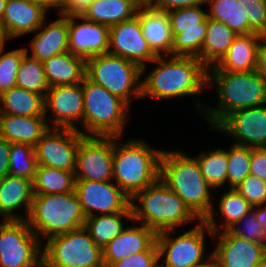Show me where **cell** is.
Segmentation results:
<instances>
[{
    "mask_svg": "<svg viewBox=\"0 0 266 267\" xmlns=\"http://www.w3.org/2000/svg\"><path fill=\"white\" fill-rule=\"evenodd\" d=\"M43 21L42 26L33 34L28 43L30 51L25 47L26 53L43 62L57 54L67 52L69 46L68 14L58 13V18ZM49 22V23H48ZM30 53V54H29Z\"/></svg>",
    "mask_w": 266,
    "mask_h": 267,
    "instance_id": "21",
    "label": "cell"
},
{
    "mask_svg": "<svg viewBox=\"0 0 266 267\" xmlns=\"http://www.w3.org/2000/svg\"><path fill=\"white\" fill-rule=\"evenodd\" d=\"M10 40L11 38L9 37L5 29L4 23L2 19H0V49L6 47L8 43L7 41H10Z\"/></svg>",
    "mask_w": 266,
    "mask_h": 267,
    "instance_id": "52",
    "label": "cell"
},
{
    "mask_svg": "<svg viewBox=\"0 0 266 267\" xmlns=\"http://www.w3.org/2000/svg\"><path fill=\"white\" fill-rule=\"evenodd\" d=\"M235 189L253 206L266 203V182L249 174Z\"/></svg>",
    "mask_w": 266,
    "mask_h": 267,
    "instance_id": "42",
    "label": "cell"
},
{
    "mask_svg": "<svg viewBox=\"0 0 266 267\" xmlns=\"http://www.w3.org/2000/svg\"><path fill=\"white\" fill-rule=\"evenodd\" d=\"M94 0H62L60 14H80Z\"/></svg>",
    "mask_w": 266,
    "mask_h": 267,
    "instance_id": "47",
    "label": "cell"
},
{
    "mask_svg": "<svg viewBox=\"0 0 266 267\" xmlns=\"http://www.w3.org/2000/svg\"><path fill=\"white\" fill-rule=\"evenodd\" d=\"M131 224L103 248L105 267L131 254L146 251L156 241V233L152 229L134 220Z\"/></svg>",
    "mask_w": 266,
    "mask_h": 267,
    "instance_id": "24",
    "label": "cell"
},
{
    "mask_svg": "<svg viewBox=\"0 0 266 267\" xmlns=\"http://www.w3.org/2000/svg\"><path fill=\"white\" fill-rule=\"evenodd\" d=\"M113 137L83 136L76 154V180H113Z\"/></svg>",
    "mask_w": 266,
    "mask_h": 267,
    "instance_id": "14",
    "label": "cell"
},
{
    "mask_svg": "<svg viewBox=\"0 0 266 267\" xmlns=\"http://www.w3.org/2000/svg\"><path fill=\"white\" fill-rule=\"evenodd\" d=\"M140 5H150L153 0H136Z\"/></svg>",
    "mask_w": 266,
    "mask_h": 267,
    "instance_id": "56",
    "label": "cell"
},
{
    "mask_svg": "<svg viewBox=\"0 0 266 267\" xmlns=\"http://www.w3.org/2000/svg\"><path fill=\"white\" fill-rule=\"evenodd\" d=\"M237 35L222 22L207 18L206 35L200 60L207 68L215 66L226 54Z\"/></svg>",
    "mask_w": 266,
    "mask_h": 267,
    "instance_id": "32",
    "label": "cell"
},
{
    "mask_svg": "<svg viewBox=\"0 0 266 267\" xmlns=\"http://www.w3.org/2000/svg\"><path fill=\"white\" fill-rule=\"evenodd\" d=\"M231 145V146H230ZM228 145L227 188H235L250 174L251 148Z\"/></svg>",
    "mask_w": 266,
    "mask_h": 267,
    "instance_id": "39",
    "label": "cell"
},
{
    "mask_svg": "<svg viewBox=\"0 0 266 267\" xmlns=\"http://www.w3.org/2000/svg\"><path fill=\"white\" fill-rule=\"evenodd\" d=\"M85 77L119 97L131 109L133 98L141 100L142 68L125 58L109 53L88 58Z\"/></svg>",
    "mask_w": 266,
    "mask_h": 267,
    "instance_id": "9",
    "label": "cell"
},
{
    "mask_svg": "<svg viewBox=\"0 0 266 267\" xmlns=\"http://www.w3.org/2000/svg\"><path fill=\"white\" fill-rule=\"evenodd\" d=\"M206 8V6H194L168 12L173 35L172 56L200 59L207 29Z\"/></svg>",
    "mask_w": 266,
    "mask_h": 267,
    "instance_id": "12",
    "label": "cell"
},
{
    "mask_svg": "<svg viewBox=\"0 0 266 267\" xmlns=\"http://www.w3.org/2000/svg\"><path fill=\"white\" fill-rule=\"evenodd\" d=\"M229 231L239 238L247 239L266 247V235L253 210L235 223Z\"/></svg>",
    "mask_w": 266,
    "mask_h": 267,
    "instance_id": "41",
    "label": "cell"
},
{
    "mask_svg": "<svg viewBox=\"0 0 266 267\" xmlns=\"http://www.w3.org/2000/svg\"><path fill=\"white\" fill-rule=\"evenodd\" d=\"M185 227L188 229L183 231L182 228L180 235L178 230H166L156 234L159 267H192L206 264L212 258V250H206L207 237L208 240L213 239V232L207 224L199 221L191 228Z\"/></svg>",
    "mask_w": 266,
    "mask_h": 267,
    "instance_id": "8",
    "label": "cell"
},
{
    "mask_svg": "<svg viewBox=\"0 0 266 267\" xmlns=\"http://www.w3.org/2000/svg\"><path fill=\"white\" fill-rule=\"evenodd\" d=\"M207 0H153L150 4L154 9L162 12H170L186 7L205 6Z\"/></svg>",
    "mask_w": 266,
    "mask_h": 267,
    "instance_id": "45",
    "label": "cell"
},
{
    "mask_svg": "<svg viewBox=\"0 0 266 267\" xmlns=\"http://www.w3.org/2000/svg\"><path fill=\"white\" fill-rule=\"evenodd\" d=\"M260 34L237 35L226 54L208 71L251 72L256 69Z\"/></svg>",
    "mask_w": 266,
    "mask_h": 267,
    "instance_id": "27",
    "label": "cell"
},
{
    "mask_svg": "<svg viewBox=\"0 0 266 267\" xmlns=\"http://www.w3.org/2000/svg\"><path fill=\"white\" fill-rule=\"evenodd\" d=\"M250 174L266 182V147L251 148Z\"/></svg>",
    "mask_w": 266,
    "mask_h": 267,
    "instance_id": "46",
    "label": "cell"
},
{
    "mask_svg": "<svg viewBox=\"0 0 266 267\" xmlns=\"http://www.w3.org/2000/svg\"><path fill=\"white\" fill-rule=\"evenodd\" d=\"M108 53L134 62L141 68L157 57L142 34L139 9L131 19L109 28Z\"/></svg>",
    "mask_w": 266,
    "mask_h": 267,
    "instance_id": "19",
    "label": "cell"
},
{
    "mask_svg": "<svg viewBox=\"0 0 266 267\" xmlns=\"http://www.w3.org/2000/svg\"><path fill=\"white\" fill-rule=\"evenodd\" d=\"M108 267H159V250L156 241L146 250L111 263Z\"/></svg>",
    "mask_w": 266,
    "mask_h": 267,
    "instance_id": "44",
    "label": "cell"
},
{
    "mask_svg": "<svg viewBox=\"0 0 266 267\" xmlns=\"http://www.w3.org/2000/svg\"><path fill=\"white\" fill-rule=\"evenodd\" d=\"M7 0H0V19H2Z\"/></svg>",
    "mask_w": 266,
    "mask_h": 267,
    "instance_id": "54",
    "label": "cell"
},
{
    "mask_svg": "<svg viewBox=\"0 0 266 267\" xmlns=\"http://www.w3.org/2000/svg\"><path fill=\"white\" fill-rule=\"evenodd\" d=\"M30 1L42 5L48 11H52L51 9L57 10L58 13H60L61 11L62 0H30Z\"/></svg>",
    "mask_w": 266,
    "mask_h": 267,
    "instance_id": "50",
    "label": "cell"
},
{
    "mask_svg": "<svg viewBox=\"0 0 266 267\" xmlns=\"http://www.w3.org/2000/svg\"><path fill=\"white\" fill-rule=\"evenodd\" d=\"M25 47L13 50L0 49V94L16 86V77Z\"/></svg>",
    "mask_w": 266,
    "mask_h": 267,
    "instance_id": "40",
    "label": "cell"
},
{
    "mask_svg": "<svg viewBox=\"0 0 266 267\" xmlns=\"http://www.w3.org/2000/svg\"><path fill=\"white\" fill-rule=\"evenodd\" d=\"M84 101L83 135L123 137L130 123L131 108L119 97L86 77L82 83Z\"/></svg>",
    "mask_w": 266,
    "mask_h": 267,
    "instance_id": "6",
    "label": "cell"
},
{
    "mask_svg": "<svg viewBox=\"0 0 266 267\" xmlns=\"http://www.w3.org/2000/svg\"><path fill=\"white\" fill-rule=\"evenodd\" d=\"M214 267H255L266 257V247L233 235L229 230L213 233ZM216 245V246H215Z\"/></svg>",
    "mask_w": 266,
    "mask_h": 267,
    "instance_id": "18",
    "label": "cell"
},
{
    "mask_svg": "<svg viewBox=\"0 0 266 267\" xmlns=\"http://www.w3.org/2000/svg\"><path fill=\"white\" fill-rule=\"evenodd\" d=\"M255 71L266 81V40L261 39L257 49Z\"/></svg>",
    "mask_w": 266,
    "mask_h": 267,
    "instance_id": "49",
    "label": "cell"
},
{
    "mask_svg": "<svg viewBox=\"0 0 266 267\" xmlns=\"http://www.w3.org/2000/svg\"><path fill=\"white\" fill-rule=\"evenodd\" d=\"M68 30V50L72 54L87 60L108 53L109 27L89 21L81 14H68Z\"/></svg>",
    "mask_w": 266,
    "mask_h": 267,
    "instance_id": "20",
    "label": "cell"
},
{
    "mask_svg": "<svg viewBox=\"0 0 266 267\" xmlns=\"http://www.w3.org/2000/svg\"><path fill=\"white\" fill-rule=\"evenodd\" d=\"M10 142L0 137V179L9 175Z\"/></svg>",
    "mask_w": 266,
    "mask_h": 267,
    "instance_id": "48",
    "label": "cell"
},
{
    "mask_svg": "<svg viewBox=\"0 0 266 267\" xmlns=\"http://www.w3.org/2000/svg\"><path fill=\"white\" fill-rule=\"evenodd\" d=\"M140 6L136 0H94L80 14L110 28L134 17Z\"/></svg>",
    "mask_w": 266,
    "mask_h": 267,
    "instance_id": "30",
    "label": "cell"
},
{
    "mask_svg": "<svg viewBox=\"0 0 266 267\" xmlns=\"http://www.w3.org/2000/svg\"><path fill=\"white\" fill-rule=\"evenodd\" d=\"M33 196L32 181L11 175L0 179V219L27 220Z\"/></svg>",
    "mask_w": 266,
    "mask_h": 267,
    "instance_id": "22",
    "label": "cell"
},
{
    "mask_svg": "<svg viewBox=\"0 0 266 267\" xmlns=\"http://www.w3.org/2000/svg\"><path fill=\"white\" fill-rule=\"evenodd\" d=\"M252 210L256 213V219L261 224L262 229L266 235V203L263 205L255 206Z\"/></svg>",
    "mask_w": 266,
    "mask_h": 267,
    "instance_id": "51",
    "label": "cell"
},
{
    "mask_svg": "<svg viewBox=\"0 0 266 267\" xmlns=\"http://www.w3.org/2000/svg\"><path fill=\"white\" fill-rule=\"evenodd\" d=\"M214 86L218 101L214 108L206 103L200 116L211 131L234 111L266 104V81L255 70L207 71V88Z\"/></svg>",
    "mask_w": 266,
    "mask_h": 267,
    "instance_id": "2",
    "label": "cell"
},
{
    "mask_svg": "<svg viewBox=\"0 0 266 267\" xmlns=\"http://www.w3.org/2000/svg\"><path fill=\"white\" fill-rule=\"evenodd\" d=\"M33 184L34 195L68 193L75 190L74 171L37 165Z\"/></svg>",
    "mask_w": 266,
    "mask_h": 267,
    "instance_id": "35",
    "label": "cell"
},
{
    "mask_svg": "<svg viewBox=\"0 0 266 267\" xmlns=\"http://www.w3.org/2000/svg\"><path fill=\"white\" fill-rule=\"evenodd\" d=\"M260 37H261V39L266 40V27H265V29L262 31V33L260 34Z\"/></svg>",
    "mask_w": 266,
    "mask_h": 267,
    "instance_id": "58",
    "label": "cell"
},
{
    "mask_svg": "<svg viewBox=\"0 0 266 267\" xmlns=\"http://www.w3.org/2000/svg\"><path fill=\"white\" fill-rule=\"evenodd\" d=\"M39 267H64L50 261L43 253L40 257Z\"/></svg>",
    "mask_w": 266,
    "mask_h": 267,
    "instance_id": "53",
    "label": "cell"
},
{
    "mask_svg": "<svg viewBox=\"0 0 266 267\" xmlns=\"http://www.w3.org/2000/svg\"><path fill=\"white\" fill-rule=\"evenodd\" d=\"M49 128L45 117L11 114L0 116V137L10 143H22L34 147Z\"/></svg>",
    "mask_w": 266,
    "mask_h": 267,
    "instance_id": "28",
    "label": "cell"
},
{
    "mask_svg": "<svg viewBox=\"0 0 266 267\" xmlns=\"http://www.w3.org/2000/svg\"><path fill=\"white\" fill-rule=\"evenodd\" d=\"M133 220L131 206L123 212L93 215L85 219L84 227L90 237L100 248H104L111 240L117 237Z\"/></svg>",
    "mask_w": 266,
    "mask_h": 267,
    "instance_id": "31",
    "label": "cell"
},
{
    "mask_svg": "<svg viewBox=\"0 0 266 267\" xmlns=\"http://www.w3.org/2000/svg\"><path fill=\"white\" fill-rule=\"evenodd\" d=\"M42 242L27 220L0 222V267H39Z\"/></svg>",
    "mask_w": 266,
    "mask_h": 267,
    "instance_id": "11",
    "label": "cell"
},
{
    "mask_svg": "<svg viewBox=\"0 0 266 267\" xmlns=\"http://www.w3.org/2000/svg\"><path fill=\"white\" fill-rule=\"evenodd\" d=\"M159 179L175 192L200 220L210 214L215 189L205 180L196 158L179 149L163 150Z\"/></svg>",
    "mask_w": 266,
    "mask_h": 267,
    "instance_id": "3",
    "label": "cell"
},
{
    "mask_svg": "<svg viewBox=\"0 0 266 267\" xmlns=\"http://www.w3.org/2000/svg\"><path fill=\"white\" fill-rule=\"evenodd\" d=\"M49 87L82 83L86 74V60L71 52H63L43 62Z\"/></svg>",
    "mask_w": 266,
    "mask_h": 267,
    "instance_id": "29",
    "label": "cell"
},
{
    "mask_svg": "<svg viewBox=\"0 0 266 267\" xmlns=\"http://www.w3.org/2000/svg\"><path fill=\"white\" fill-rule=\"evenodd\" d=\"M213 130L232 139L235 145L266 147V104L234 111Z\"/></svg>",
    "mask_w": 266,
    "mask_h": 267,
    "instance_id": "16",
    "label": "cell"
},
{
    "mask_svg": "<svg viewBox=\"0 0 266 267\" xmlns=\"http://www.w3.org/2000/svg\"><path fill=\"white\" fill-rule=\"evenodd\" d=\"M130 206L133 220L149 227L156 234L178 230L187 224L194 226L200 221L160 179L137 192L130 199Z\"/></svg>",
    "mask_w": 266,
    "mask_h": 267,
    "instance_id": "5",
    "label": "cell"
},
{
    "mask_svg": "<svg viewBox=\"0 0 266 267\" xmlns=\"http://www.w3.org/2000/svg\"><path fill=\"white\" fill-rule=\"evenodd\" d=\"M208 18L222 22L236 35L248 34V19L241 0H207Z\"/></svg>",
    "mask_w": 266,
    "mask_h": 267,
    "instance_id": "34",
    "label": "cell"
},
{
    "mask_svg": "<svg viewBox=\"0 0 266 267\" xmlns=\"http://www.w3.org/2000/svg\"><path fill=\"white\" fill-rule=\"evenodd\" d=\"M218 191L220 189L214 191L216 200L214 199L212 210L204 220L213 233L229 230L253 209V206L235 188H222V192L219 194ZM218 215H220V219L217 218Z\"/></svg>",
    "mask_w": 266,
    "mask_h": 267,
    "instance_id": "25",
    "label": "cell"
},
{
    "mask_svg": "<svg viewBox=\"0 0 266 267\" xmlns=\"http://www.w3.org/2000/svg\"><path fill=\"white\" fill-rule=\"evenodd\" d=\"M83 113L81 83L49 87L45 95L44 115L50 128L77 129L83 135Z\"/></svg>",
    "mask_w": 266,
    "mask_h": 267,
    "instance_id": "13",
    "label": "cell"
},
{
    "mask_svg": "<svg viewBox=\"0 0 266 267\" xmlns=\"http://www.w3.org/2000/svg\"><path fill=\"white\" fill-rule=\"evenodd\" d=\"M42 253L64 267H105L103 249L97 246L84 226L45 240Z\"/></svg>",
    "mask_w": 266,
    "mask_h": 267,
    "instance_id": "10",
    "label": "cell"
},
{
    "mask_svg": "<svg viewBox=\"0 0 266 267\" xmlns=\"http://www.w3.org/2000/svg\"><path fill=\"white\" fill-rule=\"evenodd\" d=\"M150 64L154 65L153 68H148ZM150 64L142 68L141 99L168 101L188 96L197 97L193 99L196 103L194 106L196 114L201 116L206 103L198 97L209 90L208 68L204 63L196 57L165 55L157 56Z\"/></svg>",
    "mask_w": 266,
    "mask_h": 267,
    "instance_id": "1",
    "label": "cell"
},
{
    "mask_svg": "<svg viewBox=\"0 0 266 267\" xmlns=\"http://www.w3.org/2000/svg\"><path fill=\"white\" fill-rule=\"evenodd\" d=\"M139 22L142 34L156 56L172 55L173 35L168 13L141 5Z\"/></svg>",
    "mask_w": 266,
    "mask_h": 267,
    "instance_id": "26",
    "label": "cell"
},
{
    "mask_svg": "<svg viewBox=\"0 0 266 267\" xmlns=\"http://www.w3.org/2000/svg\"><path fill=\"white\" fill-rule=\"evenodd\" d=\"M192 267H214L213 259L211 258L206 264L196 265Z\"/></svg>",
    "mask_w": 266,
    "mask_h": 267,
    "instance_id": "55",
    "label": "cell"
},
{
    "mask_svg": "<svg viewBox=\"0 0 266 267\" xmlns=\"http://www.w3.org/2000/svg\"><path fill=\"white\" fill-rule=\"evenodd\" d=\"M248 19V34H261L266 27V0H241Z\"/></svg>",
    "mask_w": 266,
    "mask_h": 267,
    "instance_id": "43",
    "label": "cell"
},
{
    "mask_svg": "<svg viewBox=\"0 0 266 267\" xmlns=\"http://www.w3.org/2000/svg\"><path fill=\"white\" fill-rule=\"evenodd\" d=\"M82 135L77 129L49 128L34 146L37 165L75 171Z\"/></svg>",
    "mask_w": 266,
    "mask_h": 267,
    "instance_id": "15",
    "label": "cell"
},
{
    "mask_svg": "<svg viewBox=\"0 0 266 267\" xmlns=\"http://www.w3.org/2000/svg\"><path fill=\"white\" fill-rule=\"evenodd\" d=\"M75 192L86 218L123 212L130 205V198L113 180H76Z\"/></svg>",
    "mask_w": 266,
    "mask_h": 267,
    "instance_id": "17",
    "label": "cell"
},
{
    "mask_svg": "<svg viewBox=\"0 0 266 267\" xmlns=\"http://www.w3.org/2000/svg\"><path fill=\"white\" fill-rule=\"evenodd\" d=\"M255 267H266V257H264Z\"/></svg>",
    "mask_w": 266,
    "mask_h": 267,
    "instance_id": "57",
    "label": "cell"
},
{
    "mask_svg": "<svg viewBox=\"0 0 266 267\" xmlns=\"http://www.w3.org/2000/svg\"><path fill=\"white\" fill-rule=\"evenodd\" d=\"M48 10L30 0H7L2 16L11 39L36 32L47 18Z\"/></svg>",
    "mask_w": 266,
    "mask_h": 267,
    "instance_id": "23",
    "label": "cell"
},
{
    "mask_svg": "<svg viewBox=\"0 0 266 267\" xmlns=\"http://www.w3.org/2000/svg\"><path fill=\"white\" fill-rule=\"evenodd\" d=\"M123 139L113 137V181L131 199L159 179L163 149L141 138Z\"/></svg>",
    "mask_w": 266,
    "mask_h": 267,
    "instance_id": "4",
    "label": "cell"
},
{
    "mask_svg": "<svg viewBox=\"0 0 266 267\" xmlns=\"http://www.w3.org/2000/svg\"><path fill=\"white\" fill-rule=\"evenodd\" d=\"M2 114L45 117V97L20 87H12L0 94Z\"/></svg>",
    "mask_w": 266,
    "mask_h": 267,
    "instance_id": "33",
    "label": "cell"
},
{
    "mask_svg": "<svg viewBox=\"0 0 266 267\" xmlns=\"http://www.w3.org/2000/svg\"><path fill=\"white\" fill-rule=\"evenodd\" d=\"M16 86L45 97L49 86L45 78L43 63L25 53L19 65Z\"/></svg>",
    "mask_w": 266,
    "mask_h": 267,
    "instance_id": "37",
    "label": "cell"
},
{
    "mask_svg": "<svg viewBox=\"0 0 266 267\" xmlns=\"http://www.w3.org/2000/svg\"><path fill=\"white\" fill-rule=\"evenodd\" d=\"M85 219L74 190L68 193L34 195L27 222L43 243L52 236L84 226Z\"/></svg>",
    "mask_w": 266,
    "mask_h": 267,
    "instance_id": "7",
    "label": "cell"
},
{
    "mask_svg": "<svg viewBox=\"0 0 266 267\" xmlns=\"http://www.w3.org/2000/svg\"><path fill=\"white\" fill-rule=\"evenodd\" d=\"M226 148L217 146L216 149L199 151L194 156L203 177L215 190L227 188L228 147Z\"/></svg>",
    "mask_w": 266,
    "mask_h": 267,
    "instance_id": "36",
    "label": "cell"
},
{
    "mask_svg": "<svg viewBox=\"0 0 266 267\" xmlns=\"http://www.w3.org/2000/svg\"><path fill=\"white\" fill-rule=\"evenodd\" d=\"M2 115V110H1V97H0V116Z\"/></svg>",
    "mask_w": 266,
    "mask_h": 267,
    "instance_id": "59",
    "label": "cell"
},
{
    "mask_svg": "<svg viewBox=\"0 0 266 267\" xmlns=\"http://www.w3.org/2000/svg\"><path fill=\"white\" fill-rule=\"evenodd\" d=\"M37 168L35 149L22 143H10L9 175L33 182Z\"/></svg>",
    "mask_w": 266,
    "mask_h": 267,
    "instance_id": "38",
    "label": "cell"
}]
</instances>
